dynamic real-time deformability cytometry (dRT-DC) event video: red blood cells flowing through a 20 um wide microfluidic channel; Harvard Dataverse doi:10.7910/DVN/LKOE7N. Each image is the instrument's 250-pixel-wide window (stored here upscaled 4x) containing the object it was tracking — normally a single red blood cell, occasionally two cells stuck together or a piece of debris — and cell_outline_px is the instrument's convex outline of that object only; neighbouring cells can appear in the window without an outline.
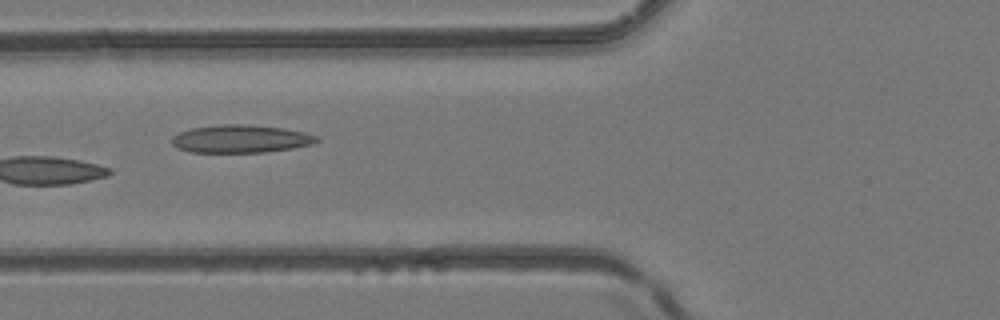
{"species": "common noctule bat (a hibernating species)", "species_latin": "Nyctalus noctula", "temperature_condition": "room temperature", "stored_images_in_passage": 5, "camera_frame_rate_fps": 3000, "um_per_image_px": 0.085, "animal": {"sex": "female", "body_mass_g": 24.6, "forearm_length_mm": 56.2}, "frame": {"image": 1, "passage_image": 4, "time_ms": 1.0, "image_size_px": [1000, 320], "cell_outline_px": [[320, 140], [312, 144], [292, 148], [264, 152], [188, 152], [176, 148], [172, 144], [172, 136], [180, 132], [192, 128], [224, 124], [248, 124], [284, 128], [304, 132], [316, 136]], "centroid_in_image_um": [20.44, 11.8], "position_along_channel_um": 105.4, "area_um2": 23.52}}
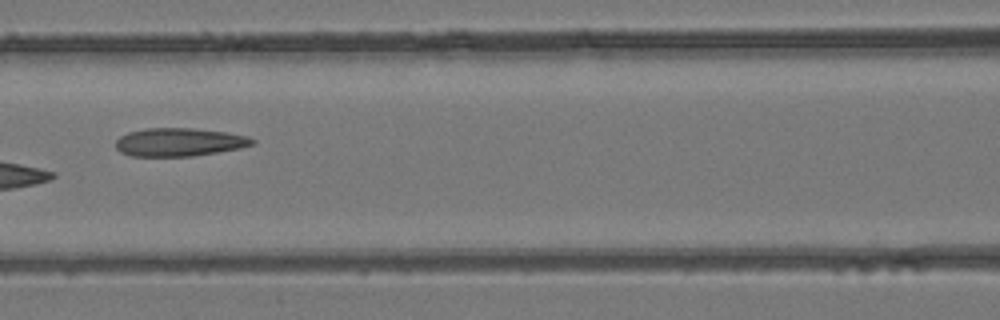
{"frame": {"image": 2, "passage_image": 5, "time_ms": 1.333, "image_size_px": [1000, 320], "cell_outline_px": [[256, 140], [252, 144], [240, 148], [192, 156], [132, 156], [120, 152], [116, 148], [116, 140], [120, 136], [128, 132], [144, 128], [192, 128], [224, 132], [248, 136]], "centroid_in_image_um": [15.2, 12.07], "position_along_channel_um": 151.4, "area_um2": 22.37}}